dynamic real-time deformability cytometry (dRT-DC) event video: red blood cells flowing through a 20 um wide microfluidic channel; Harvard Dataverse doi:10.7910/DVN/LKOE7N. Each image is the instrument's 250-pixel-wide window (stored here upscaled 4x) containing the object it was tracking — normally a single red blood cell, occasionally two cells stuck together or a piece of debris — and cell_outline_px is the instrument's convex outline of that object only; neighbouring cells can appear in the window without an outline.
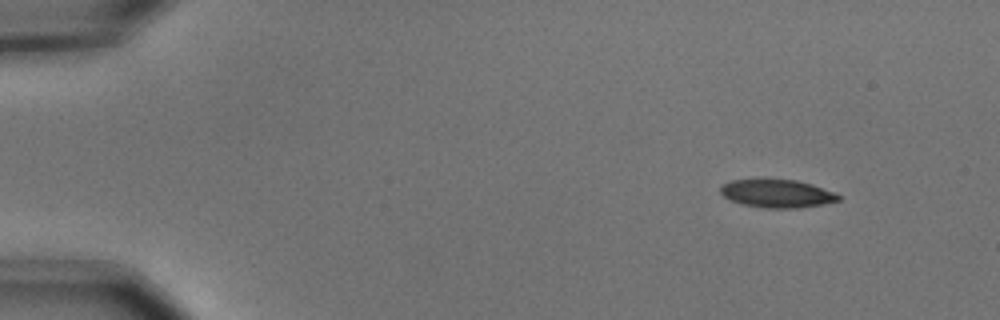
{"species": "common noctule bat (a hibernating species)", "species_latin": "Nyctalus noctula", "temperature_condition": "cold", "stored_images_in_passage": 4, "camera_frame_rate_fps": 3000, "um_per_image_px": 0.085, "animal": {"sex": "male", "body_mass_g": 15.6}, "frame": {"image": 1, "passage_image": 1, "time_ms": 0.0, "image_size_px": [1000, 320], "cell_outline_px": [[840, 200], [820, 204], [796, 208], [764, 208], [744, 204], [732, 200], [724, 196], [720, 192], [720, 184], [732, 180], [764, 176], [796, 180], [812, 184], [832, 192], [840, 196]], "centroid_in_image_um": [65.96, 16.39], "position_along_channel_um": 19.0, "area_um2": 19.83}}